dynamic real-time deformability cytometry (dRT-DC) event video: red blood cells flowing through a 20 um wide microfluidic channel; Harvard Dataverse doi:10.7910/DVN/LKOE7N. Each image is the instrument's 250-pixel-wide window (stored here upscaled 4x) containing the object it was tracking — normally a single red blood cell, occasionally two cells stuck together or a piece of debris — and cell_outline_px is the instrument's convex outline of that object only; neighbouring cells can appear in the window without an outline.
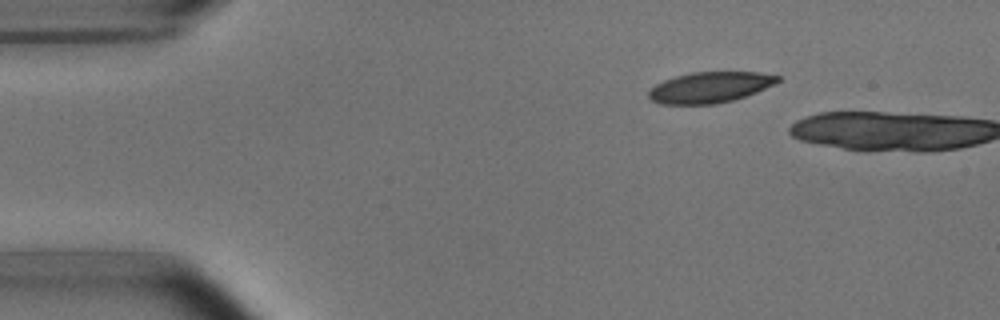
{"species": "common noctule bat (a hibernating species)", "species_latin": "Nyctalus noctula", "temperature_condition": "room temperature", "stored_images_in_passage": 6, "segment_of_instrument_passage": [2, 2], "camera_frame_rate_fps": 3000, "um_per_image_px": 0.085, "animal": {"sex": "male", "body_mass_g": 15.6}, "frame": {"image": 1, "passage_image": 6, "time_ms": 6.667, "image_size_px": [1000, 320], "cell_outline_px": [[780, 80], [776, 84], [756, 92], [732, 100], [716, 104], [660, 104], [652, 100], [648, 96], [648, 92], [656, 84], [664, 80], [676, 76], [692, 72], [760, 72], [780, 76]], "centroid_in_image_um": [60.36, 7.42], "position_along_channel_um": 24.6, "area_um2": 23.12}}